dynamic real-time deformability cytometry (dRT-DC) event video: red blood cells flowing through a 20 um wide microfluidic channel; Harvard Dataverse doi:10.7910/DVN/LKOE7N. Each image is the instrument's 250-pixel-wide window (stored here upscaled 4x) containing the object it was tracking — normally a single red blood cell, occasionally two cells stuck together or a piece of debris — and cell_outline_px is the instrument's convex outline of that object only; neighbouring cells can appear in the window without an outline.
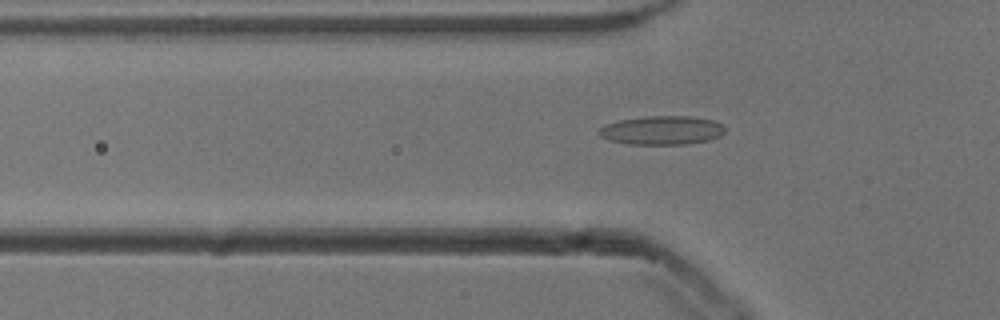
{"species": "common noctule bat (a hibernating species)", "species_latin": "Nyctalus noctula", "temperature_condition": "cold", "stored_images_in_passage": 48, "camera_frame_rate_fps": 3000, "um_per_image_px": 0.085, "animal": {"sex": "male", "body_mass_g": 13.3}, "frame": {"image": 1, "passage_image": 13, "time_ms": 4.0, "image_size_px": [1000, 320], "cell_outline_px": [[724, 132], [720, 136], [708, 140], [688, 144], [628, 144], [608, 140], [600, 136], [596, 132], [604, 124], [620, 120], [648, 116], [692, 116], [716, 120], [724, 128]], "centroid_in_image_um": [56.24, 11.07], "position_along_channel_um": 69.6, "area_um2": 21.27}}
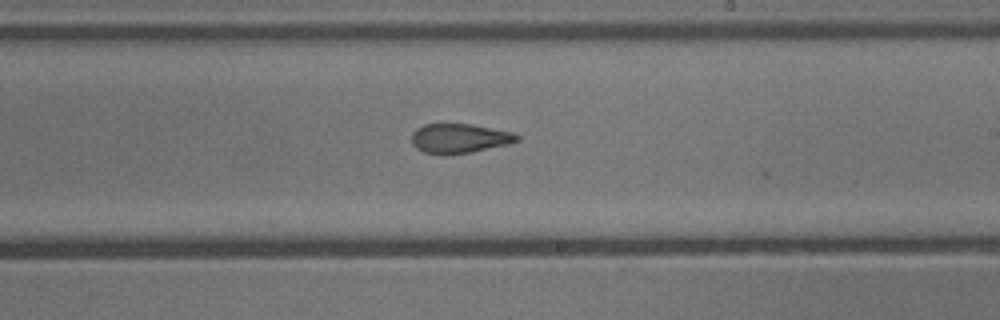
{"frame": {"image": 2, "passage_image": 27, "time_ms": 8.667, "image_size_px": [1000, 320], "cell_outline_px": [[520, 140], [508, 144], [472, 152], [444, 156], [440, 156], [424, 152], [416, 148], [412, 144], [412, 132], [416, 128], [424, 124], [472, 124], [512, 132], [520, 136]], "centroid_in_image_um": [39.03, 11.78], "position_along_channel_um": 250.0, "area_um2": 18.38}}
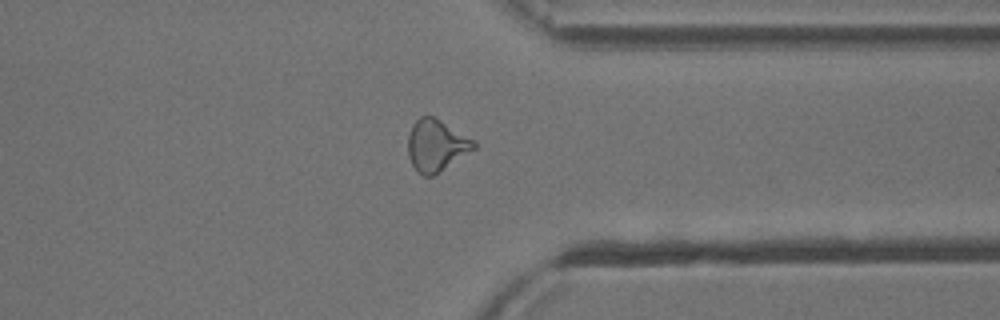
{"frame": {"image": 3, "passage_image": 37, "time_ms": 12.0, "image_size_px": [1000, 320], "cell_outline_px": [[476, 148], [440, 172], [432, 176], [424, 176], [416, 172], [408, 156], [408, 136], [412, 124], [420, 116], [432, 116], [440, 120], [476, 140]], "centroid_in_image_um": [37.08, 12.37], "position_along_channel_um": 374.3, "area_um2": 20.0}, "authors_computed_cell_mechanics": {"area_um2": 19.2763, "velocity_mm_per_s": 3.8435, "shape_relaxation_time_tau1_ms": 3.9833, "shape_relaxation_time_tau2_ms": 2.1541, "deformation_change_tau1": 0.1438, "deformation_change_tau2": 0.1078}}